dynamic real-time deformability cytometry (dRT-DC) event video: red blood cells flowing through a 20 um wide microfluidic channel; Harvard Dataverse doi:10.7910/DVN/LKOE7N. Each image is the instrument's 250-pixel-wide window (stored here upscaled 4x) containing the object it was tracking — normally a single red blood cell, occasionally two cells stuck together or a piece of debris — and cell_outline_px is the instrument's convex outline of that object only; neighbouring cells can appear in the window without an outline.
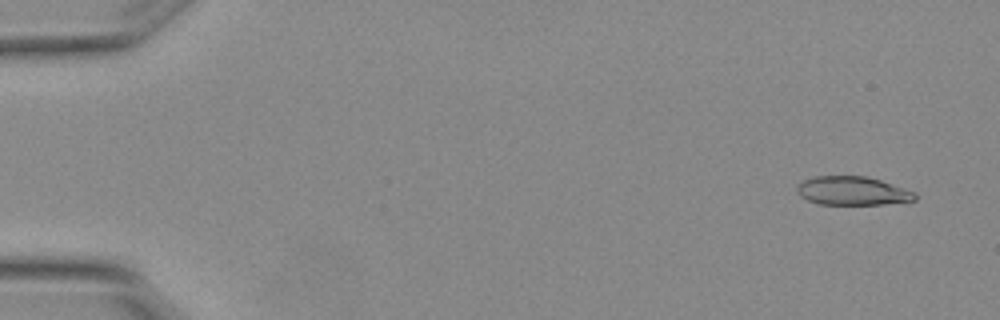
{"species": "Egyptian fruit bat (a non-hibernating species)", "species_latin": "Rousettus aegyptiacus", "temperature_condition": "warm", "stored_images_in_passage": 4, "camera_frame_rate_fps": 3000, "um_per_image_px": 0.085, "animal": {"sex": "female"}, "frame": {"image": 1, "passage_image": 1, "time_ms": 0.0, "image_size_px": [1000, 320], "cell_outline_px": [[916, 200], [908, 204], [820, 204], [808, 200], [800, 196], [796, 192], [796, 188], [804, 180], [816, 176], [864, 176], [880, 180], [916, 192]], "centroid_in_image_um": [72.54, 16.24], "position_along_channel_um": 12.5, "area_um2": 19.88}}